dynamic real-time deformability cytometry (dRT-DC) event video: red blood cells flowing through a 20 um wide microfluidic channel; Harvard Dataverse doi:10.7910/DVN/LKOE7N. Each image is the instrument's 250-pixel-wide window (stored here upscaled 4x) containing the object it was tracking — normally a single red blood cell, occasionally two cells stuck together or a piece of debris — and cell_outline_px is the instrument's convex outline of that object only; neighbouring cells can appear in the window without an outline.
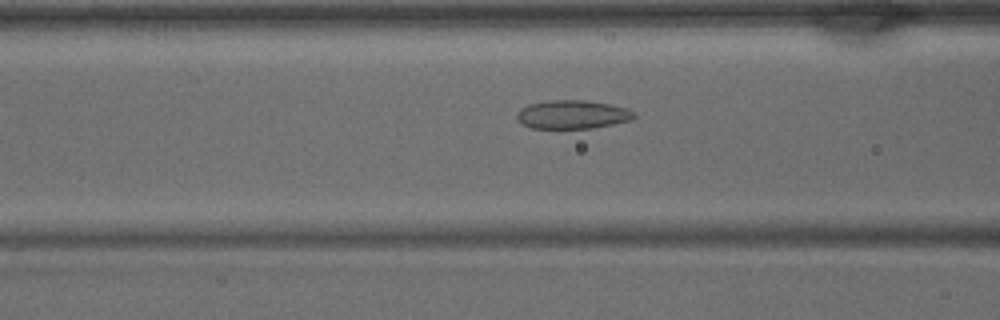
{"species": "common noctule bat (a hibernating species)", "species_latin": "Nyctalus noctula", "temperature_condition": "warm", "stored_images_in_passage": 35, "camera_frame_rate_fps": 3000, "um_per_image_px": 0.085, "animal": {"sex": "male", "body_mass_g": 15.6}, "frame": {"image": 1, "passage_image": 10, "time_ms": 3.0, "image_size_px": [1000, 320], "cell_outline_px": [[636, 116], [632, 120], [592, 128], [532, 128], [524, 124], [516, 116], [516, 112], [520, 108], [528, 104], [548, 100], [584, 100], [608, 104], [628, 108]], "centroid_in_image_um": [48.64, 9.72], "position_along_channel_um": 118.0, "area_um2": 19.42}}
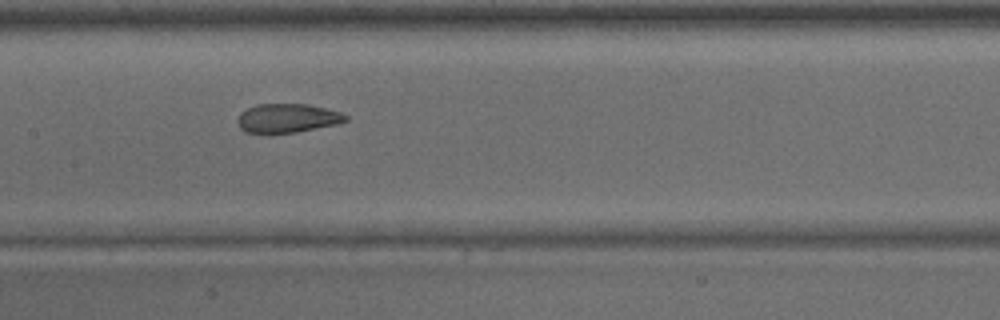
{"frame": {"image": 2, "passage_image": 14, "time_ms": 4.333, "image_size_px": [1000, 320], "cell_outline_px": [[348, 120], [336, 124], [296, 132], [244, 132], [240, 128], [236, 120], [240, 112], [256, 104], [308, 104], [340, 112], [348, 116]], "centroid_in_image_um": [24.41, 10.03], "position_along_channel_um": 183.0, "area_um2": 18.03}}
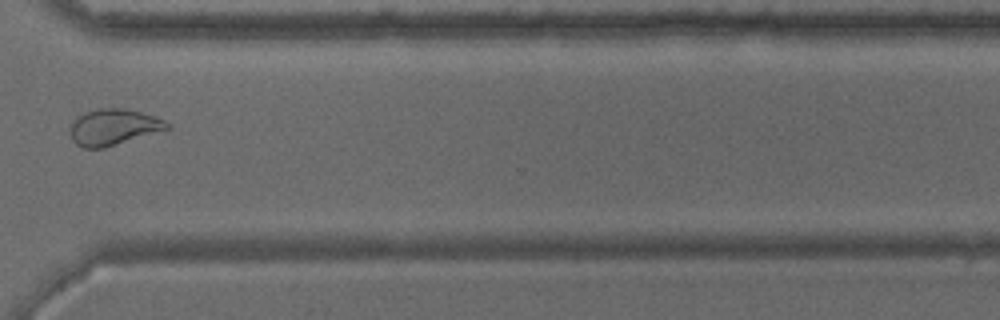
{"frame": {"image": 3, "passage_image": 25, "time_ms": 8.0, "image_size_px": [1000, 320], "cell_outline_px": [[172, 128], [104, 148], [84, 148], [76, 144], [72, 140], [72, 120], [84, 112], [100, 108], [124, 108], [140, 112], [164, 120], [172, 124]], "centroid_in_image_um": [9.67, 10.8], "position_along_channel_um": 360.9, "area_um2": 20.35}}